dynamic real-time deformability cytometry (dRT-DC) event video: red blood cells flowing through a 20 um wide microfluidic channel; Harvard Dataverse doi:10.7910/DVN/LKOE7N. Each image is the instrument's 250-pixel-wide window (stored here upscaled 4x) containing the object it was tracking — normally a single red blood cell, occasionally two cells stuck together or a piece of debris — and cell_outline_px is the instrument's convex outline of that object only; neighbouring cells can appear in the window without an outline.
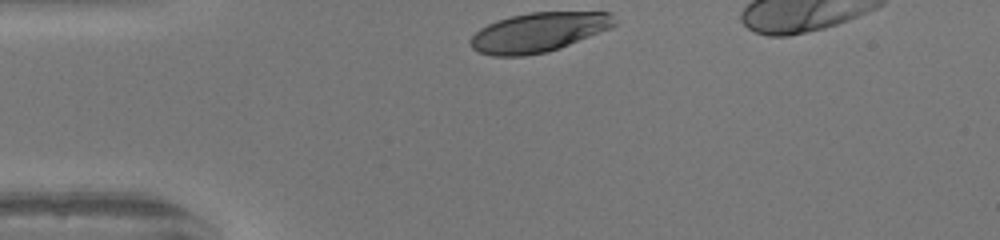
{"species": "human", "species_latin": "Homo sapiens", "temperature_condition": "warm", "stored_images_in_passage": 29, "camera_frame_rate_fps": 3000, "um_per_image_px": 0.085, "donor": {"sex": "female"}, "frame": {"image": 1, "passage_image": 1, "time_ms": 0.0, "image_size_px": [1000, 240], "cell_outline_px": [[616, 24], [608, 28], [560, 48], [548, 52], [524, 56], [492, 56], [480, 52], [472, 48], [468, 40], [480, 28], [496, 20], [528, 12], [612, 12], [616, 20]], "centroid_in_image_um": [45.74, 2.74], "position_along_channel_um": 39.3, "area_um2": 33.0}}
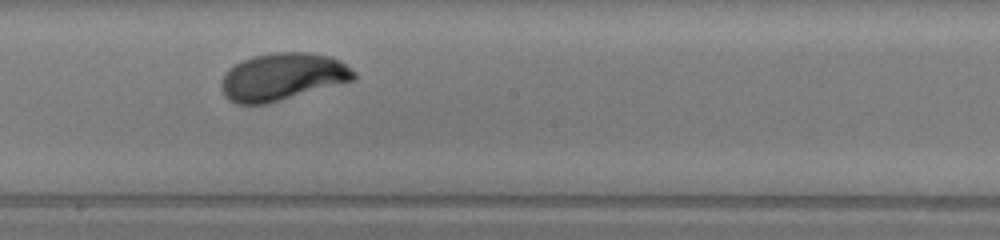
{"frame": {"image": 2, "passage_image": 17, "time_ms": 5.333, "image_size_px": [1000, 240], "cell_outline_px": [[356, 80], [268, 104], [236, 104], [228, 100], [224, 96], [220, 88], [220, 84], [224, 72], [236, 64], [252, 56], [276, 52], [304, 52], [332, 56], [340, 60], [356, 72]], "centroid_in_image_um": [24.02, 6.54], "position_along_channel_um": 224.2, "area_um2": 37.05}}
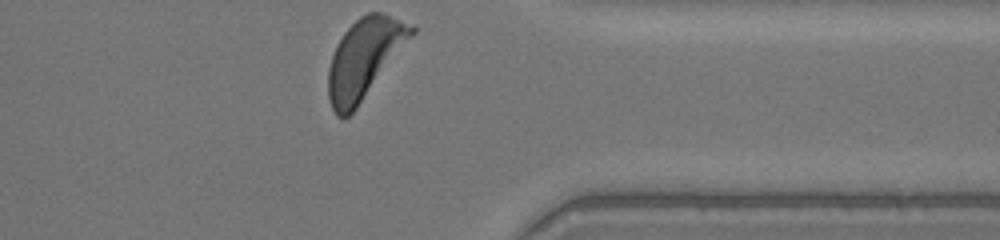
{"frame": {"image": 3, "passage_image": 29, "time_ms": 9.333, "image_size_px": [1000, 240], "cell_outline_px": [[416, 32], [356, 108], [348, 116], [336, 116], [332, 108], [328, 96], [328, 68], [336, 44], [344, 32], [360, 16], [368, 12], [380, 12], [416, 24]], "centroid_in_image_um": [30.99, 4.92], "position_along_channel_um": 380.4, "area_um2": 38.32}, "authors_computed_cell_mechanics": {"area_um2": 36.125, "velocity_mm_per_s": 4.121, "shape_relaxation_time_tau1_ms": 2.4727, "shape_relaxation_time_tau2_ms": null, "deformation_change_tau1": 0.1756, "deformation_change_tau2": null}}